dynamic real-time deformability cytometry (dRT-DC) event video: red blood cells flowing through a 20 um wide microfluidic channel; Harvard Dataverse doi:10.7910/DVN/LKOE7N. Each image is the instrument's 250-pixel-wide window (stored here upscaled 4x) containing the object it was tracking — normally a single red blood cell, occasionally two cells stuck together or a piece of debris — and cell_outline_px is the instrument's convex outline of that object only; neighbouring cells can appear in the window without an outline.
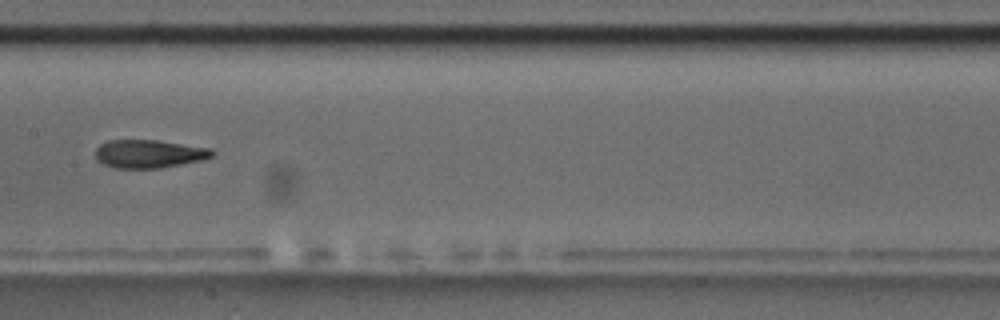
{"species": "common noctule bat (a hibernating species)", "species_latin": "Nyctalus noctula", "temperature_condition": "room temperature", "stored_images_in_passage": 13, "camera_frame_rate_fps": 3000, "um_per_image_px": 0.085, "animal": {"sex": "male", "body_mass_g": 17.5, "forearm_length_mm": 52.3}, "frame": {"image": 1, "passage_image": 8, "time_ms": 8.0, "image_size_px": [1000, 320], "cell_outline_px": [[216, 152], [212, 156], [200, 160], [160, 168], [112, 168], [96, 160], [96, 148], [100, 144], [108, 140], [156, 140], [212, 148]], "centroid_in_image_um": [12.65, 13.07], "position_along_channel_um": 194.8, "area_um2": 19.19}}
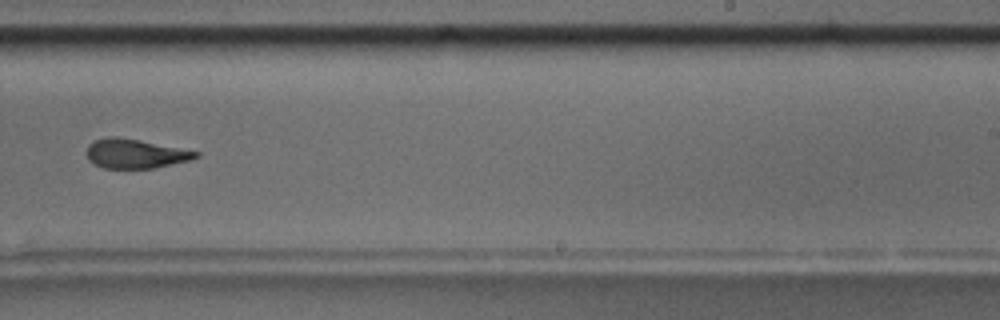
{"frame": {"image": 2, "passage_image": 10, "time_ms": 10.333, "image_size_px": [1000, 320], "cell_outline_px": [[200, 156], [192, 160], [152, 168], [104, 168], [88, 160], [84, 152], [88, 144], [92, 140], [108, 136], [116, 136], [140, 140], [200, 152]], "centroid_in_image_um": [11.45, 13.05], "position_along_channel_um": 277.5, "area_um2": 18.84}, "authors_computed_cell_mechanics": {"area_um2": 19.7098, "velocity_mm_per_s": 3.5624, "shape_relaxation_time_tau1_ms": null, "shape_relaxation_time_tau2_ms": 3.2966, "deformation_change_tau1": null, "deformation_change_tau2": 0.1246}}